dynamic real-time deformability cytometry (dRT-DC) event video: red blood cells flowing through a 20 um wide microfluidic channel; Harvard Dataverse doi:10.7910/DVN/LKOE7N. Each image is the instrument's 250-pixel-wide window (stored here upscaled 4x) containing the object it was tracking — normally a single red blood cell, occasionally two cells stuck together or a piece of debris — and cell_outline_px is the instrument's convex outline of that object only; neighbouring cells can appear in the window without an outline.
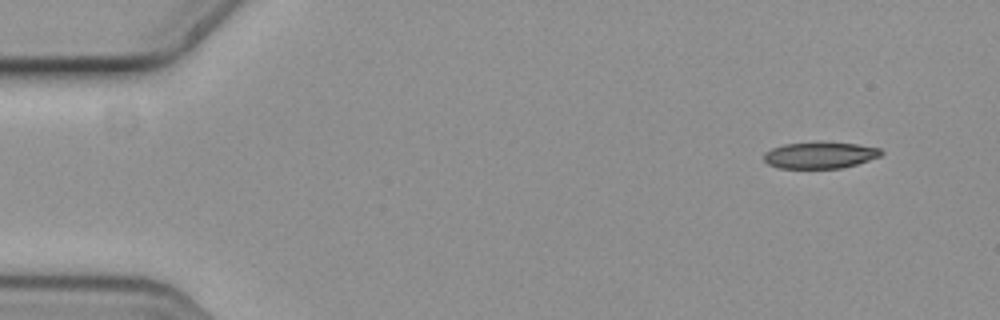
{"species": "common noctule bat (a hibernating species)", "species_latin": "Nyctalus noctula", "temperature_condition": "cold", "stored_images_in_passage": 5, "camera_frame_rate_fps": 3000, "um_per_image_px": 0.085, "animal": {"sex": "female", "body_mass_g": 19.3, "forearm_length_mm": 54.1}, "frame": {"image": 1, "passage_image": 1, "time_ms": 0.0, "image_size_px": [1000, 320], "cell_outline_px": [[884, 152], [880, 156], [856, 164], [840, 168], [780, 168], [768, 164], [764, 160], [764, 152], [772, 148], [784, 144], [816, 140], [856, 144], [880, 148]], "centroid_in_image_um": [69.68, 13.16], "position_along_channel_um": 15.3, "area_um2": 18.44}}
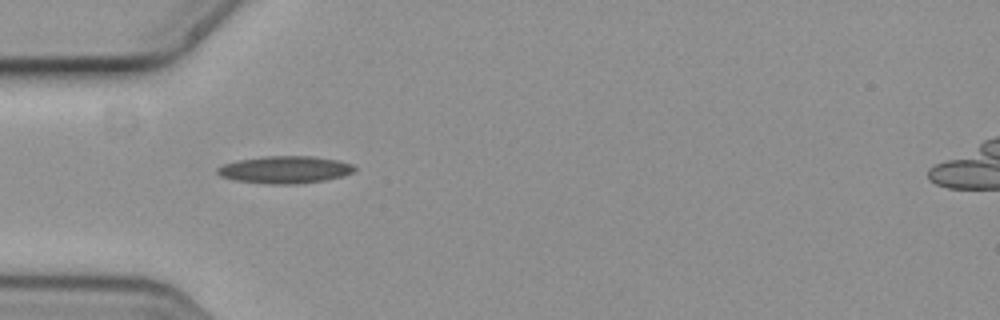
{"frame": {"image": 2, "passage_image": 4, "time_ms": 1.0, "image_size_px": [1000, 320], "cell_outline_px": [[356, 168], [352, 172], [344, 176], [324, 180], [296, 184], [268, 184], [236, 180], [220, 176], [216, 172], [216, 168], [224, 164], [240, 160], [264, 156], [316, 156], [340, 160], [352, 164]], "centroid_in_image_um": [24.25, 14.42], "position_along_channel_um": 60.8, "area_um2": 21.85}}
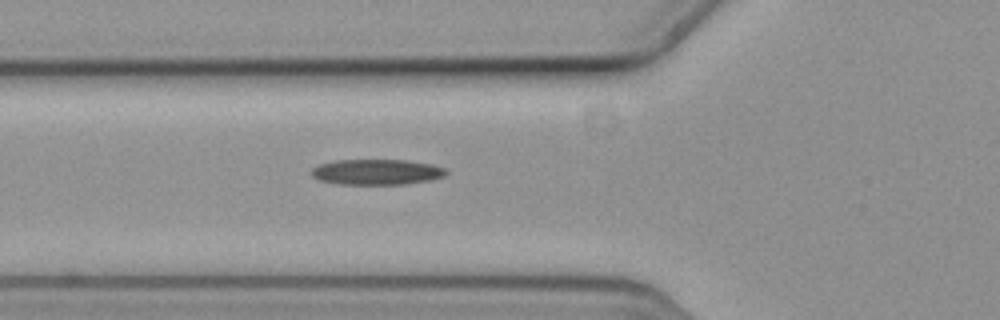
{"frame": {"image": 3, "passage_image": 5, "time_ms": 1.333, "image_size_px": [1000, 320], "cell_outline_px": [[448, 172], [444, 176], [432, 180], [404, 184], [340, 184], [320, 180], [312, 176], [312, 168], [320, 164], [336, 160], [408, 160], [432, 164], [444, 168]], "centroid_in_image_um": [32.05, 14.61], "position_along_channel_um": 93.8, "area_um2": 20.0}}